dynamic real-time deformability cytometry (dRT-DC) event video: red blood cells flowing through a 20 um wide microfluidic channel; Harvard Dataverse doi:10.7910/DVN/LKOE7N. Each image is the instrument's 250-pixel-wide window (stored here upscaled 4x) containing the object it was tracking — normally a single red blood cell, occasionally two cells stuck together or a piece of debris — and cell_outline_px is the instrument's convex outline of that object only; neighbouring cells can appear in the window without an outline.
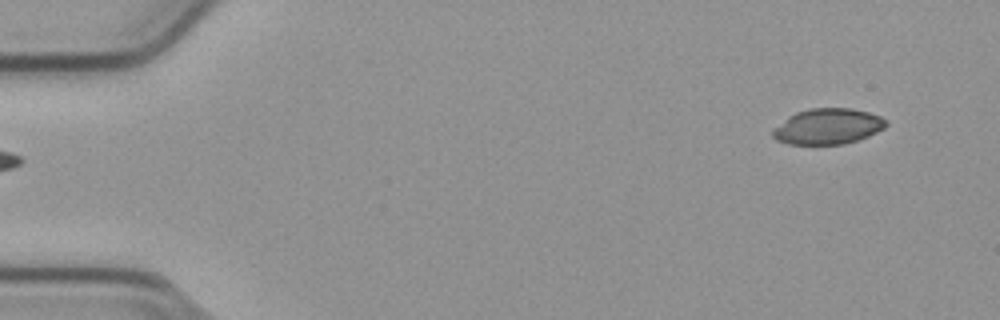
{"species": "common noctule bat (a hibernating species)", "species_latin": "Nyctalus noctula", "temperature_condition": "cold", "stored_images_in_passage": 52, "segment_of_instrument_passage": [1, 2], "camera_frame_rate_fps": 3000, "um_per_image_px": 0.085, "animal": {"sex": "male", "body_mass_g": 23.1, "forearm_length_mm": 52.7}, "frame": {"image": 1, "passage_image": 1, "time_ms": 0.0, "image_size_px": [1000, 320], "cell_outline_px": [[888, 124], [884, 128], [868, 136], [844, 144], [788, 144], [776, 140], [772, 136], [772, 128], [788, 116], [796, 112], [812, 108], [852, 108], [868, 112], [880, 116], [888, 120]], "centroid_in_image_um": [70.35, 10.74], "position_along_channel_um": 14.7, "area_um2": 23.7}}
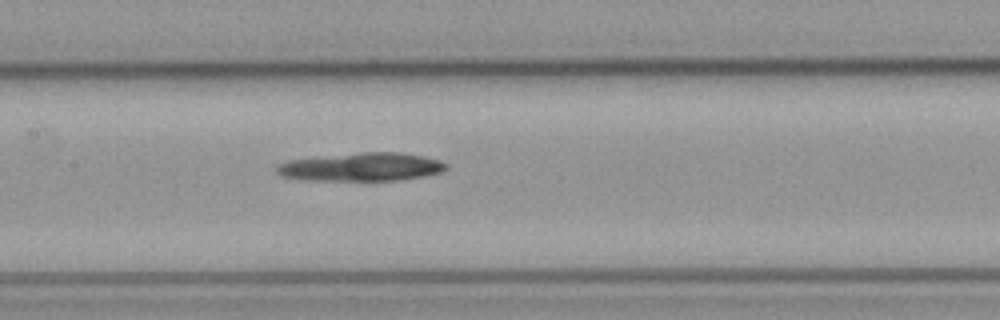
{"frame": {"image": 2, "passage_image": 23, "time_ms": 7.333, "image_size_px": [1000, 320], "cell_outline_px": [[448, 168], [440, 172], [424, 176], [396, 180], [304, 180], [280, 176], [276, 172], [276, 164], [288, 160], [364, 152], [396, 152], [420, 156], [440, 160], [448, 164]], "centroid_in_image_um": [30.69, 14.19], "position_along_channel_um": 176.7, "area_um2": 27.74}}
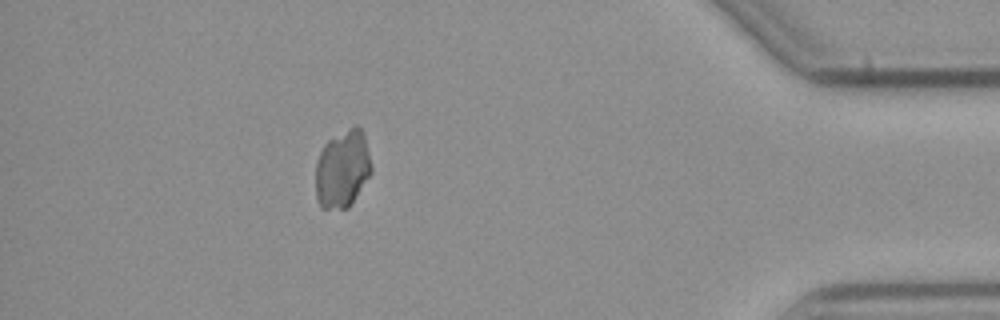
{"frame": {"image": 3, "passage_image": 45, "time_ms": 14.667, "image_size_px": [1000, 320], "cell_outline_px": [[372, 172], [348, 208], [320, 208], [316, 200], [316, 160], [324, 144], [328, 140], [356, 124], [364, 132], [372, 168]], "centroid_in_image_um": [29.1, 14.35], "position_along_channel_um": 406.1, "area_um2": 25.26}}